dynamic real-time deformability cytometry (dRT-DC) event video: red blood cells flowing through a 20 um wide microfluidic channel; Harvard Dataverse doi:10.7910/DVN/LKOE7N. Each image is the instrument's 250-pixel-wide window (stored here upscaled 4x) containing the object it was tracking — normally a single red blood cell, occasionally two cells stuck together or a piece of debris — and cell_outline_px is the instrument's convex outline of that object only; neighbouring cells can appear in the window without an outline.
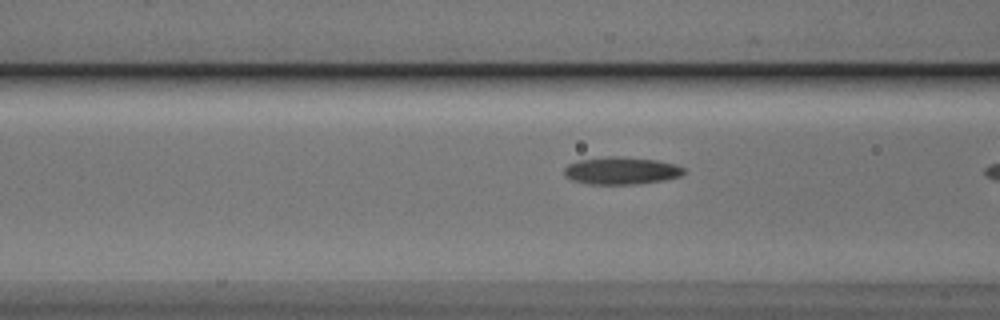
{"species": "Egyptian fruit bat (a non-hibernating species)", "species_latin": "Rousettus aegyptiacus", "temperature_condition": "cold", "stored_images_in_passage": 11, "camera_frame_rate_fps": 3000, "um_per_image_px": 0.085, "animal": {"sex": "male"}, "frame": {"image": 1, "passage_image": 10, "time_ms": 3.0, "image_size_px": [1000, 320], "cell_outline_px": [[684, 172], [680, 176], [664, 180], [636, 184], [588, 184], [572, 180], [564, 176], [564, 168], [568, 164], [580, 160], [608, 156], [624, 156], [656, 160], [676, 164], [684, 168]], "centroid_in_image_um": [52.79, 14.5], "position_along_channel_um": 113.8, "area_um2": 19.19}}